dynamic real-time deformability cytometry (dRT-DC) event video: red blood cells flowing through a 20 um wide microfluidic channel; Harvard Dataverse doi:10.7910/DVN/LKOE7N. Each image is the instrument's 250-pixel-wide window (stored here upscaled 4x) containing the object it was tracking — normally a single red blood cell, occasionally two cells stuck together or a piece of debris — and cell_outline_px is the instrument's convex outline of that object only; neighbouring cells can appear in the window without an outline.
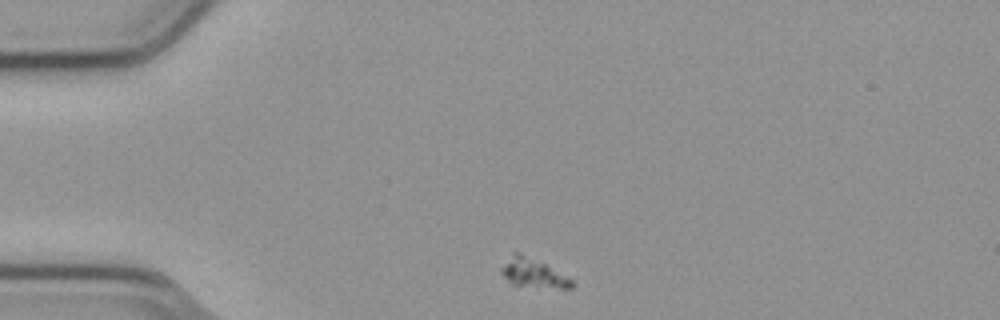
{"species": "common noctule bat (a hibernating species)", "species_latin": "Nyctalus noctula", "temperature_condition": "cold", "stored_images_in_passage": 35, "camera_frame_rate_fps": 3000, "um_per_image_px": 0.085, "animal": {"sex": "male", "body_mass_g": 23.1, "forearm_length_mm": 52.7}, "frame": {"image": 1, "passage_image": 1, "time_ms": 0.0, "image_size_px": [1000, 320], "cell_outline_px": [[576, 284], [572, 288], [560, 288], [512, 284], [500, 272], [500, 268], [512, 252], [520, 252], [544, 264], [572, 280]], "centroid_in_image_um": [45.28, 23.19], "position_along_channel_um": 39.7, "area_um2": 11.5}}
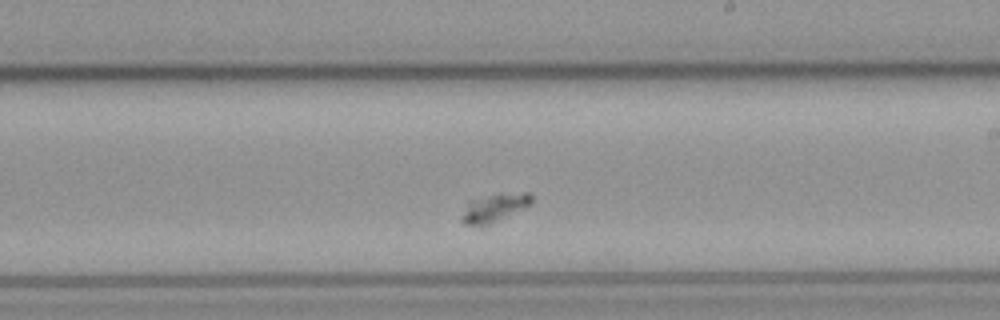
{"frame": {"image": 2, "passage_image": 21, "time_ms": 6.667, "image_size_px": [1000, 320], "cell_outline_px": [[532, 204], [488, 224], [464, 224], [460, 220], [468, 200], [492, 196], [524, 192], [528, 192], [532, 196]], "centroid_in_image_um": [42.01, 17.66], "position_along_channel_um": 247.0, "area_um2": 10.81}}
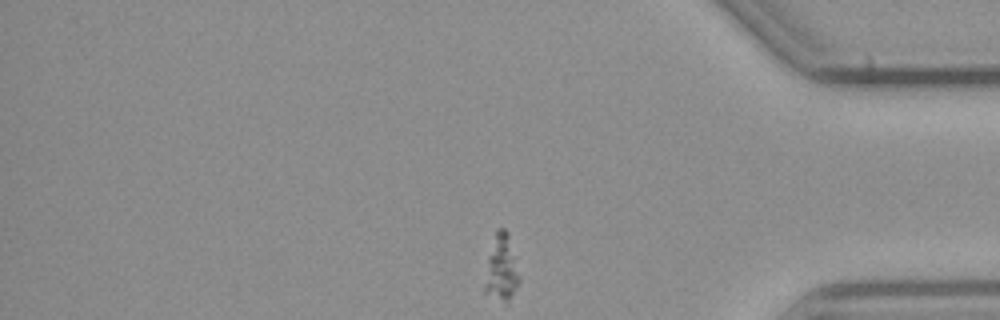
{"frame": {"image": 3, "passage_image": 35, "time_ms": 11.333, "image_size_px": [1000, 320], "cell_outline_px": [[520, 280], [508, 304], [484, 292], [484, 284], [488, 256], [496, 228], [504, 228], [508, 232], [516, 256], [520, 276]], "centroid_in_image_um": [42.65, 22.77], "position_along_channel_um": 392.6, "area_um2": 13.58}}